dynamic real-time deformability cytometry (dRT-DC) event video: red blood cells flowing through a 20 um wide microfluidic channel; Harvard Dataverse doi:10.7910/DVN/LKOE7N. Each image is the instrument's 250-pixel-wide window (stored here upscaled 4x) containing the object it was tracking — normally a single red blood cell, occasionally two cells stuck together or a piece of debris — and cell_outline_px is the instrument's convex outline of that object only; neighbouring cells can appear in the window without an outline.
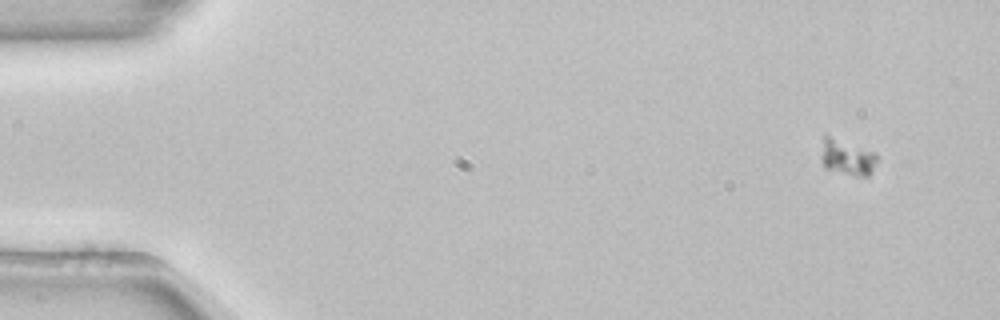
{"species": "common noctule bat (a hibernating species)", "species_latin": "Nyctalus noctula", "temperature_condition": "room temperature", "stored_images_in_passage": 56, "camera_frame_rate_fps": 3000, "um_per_image_px": 0.085, "animal": {"sex": "female", "body_mass_g": 22.7, "forearm_length_mm": 54.2}, "frame": {"image": 1, "passage_image": 5, "time_ms": 1.333, "image_size_px": [1000, 320], "cell_outline_px": [[876, 164], [872, 172], [868, 176], [856, 176], [824, 168], [820, 160], [820, 156], [824, 136], [828, 136], [872, 152], [876, 156]], "centroid_in_image_um": [71.96, 13.42], "position_along_channel_um": 13.0, "area_um2": 11.27}}
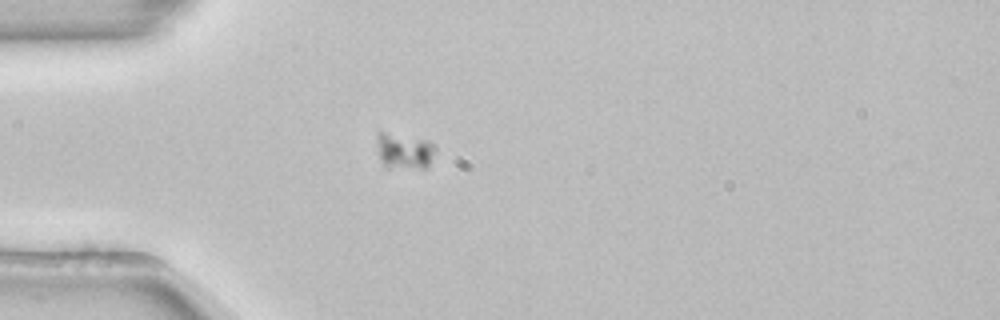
{"frame": {"image": 2, "passage_image": 17, "time_ms": 5.333, "image_size_px": [1000, 320], "cell_outline_px": [[436, 148], [428, 164], [424, 168], [388, 168], [380, 160], [376, 140], [376, 132], [384, 132], [428, 140], [436, 144]], "centroid_in_image_um": [34.34, 12.82], "position_along_channel_um": 50.7, "area_um2": 12.25}}
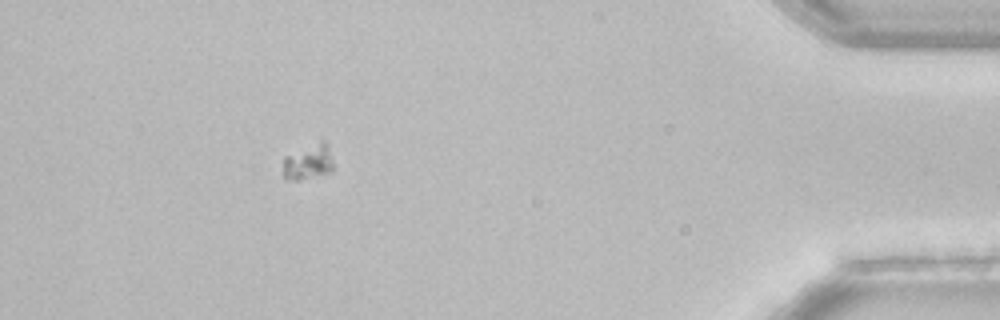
{"frame": {"image": 3, "passage_image": 51, "time_ms": 16.667, "image_size_px": [1000, 320], "cell_outline_px": [[332, 172], [296, 180], [284, 180], [284, 156], [324, 140], [328, 140], [332, 160]], "centroid_in_image_um": [26.23, 13.76], "position_along_channel_um": 409.0, "area_um2": 10.23}}